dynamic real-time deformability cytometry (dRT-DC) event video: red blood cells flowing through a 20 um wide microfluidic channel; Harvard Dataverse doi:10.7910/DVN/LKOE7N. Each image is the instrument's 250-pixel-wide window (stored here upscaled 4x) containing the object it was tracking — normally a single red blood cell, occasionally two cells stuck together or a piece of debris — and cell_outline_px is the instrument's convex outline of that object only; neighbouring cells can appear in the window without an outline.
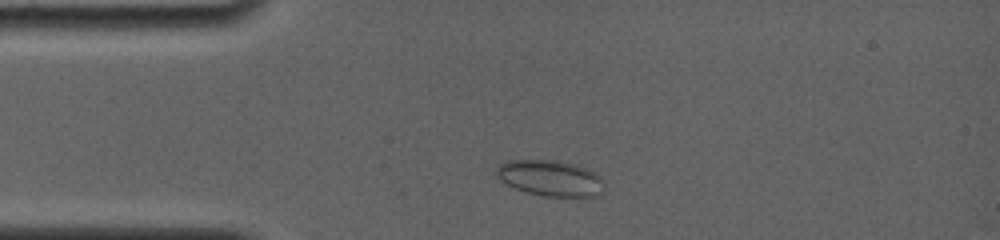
{"species": "common noctule bat (a hibernating species)", "species_latin": "Nyctalus noctula", "temperature_condition": "room temperature", "stored_images_in_passage": 48, "camera_frame_rate_fps": 4000, "um_per_image_px": 0.085, "animal": {"sex": "female", "body_mass_g": 19.0, "forearm_length_mm": 56.7}, "frame": {"image": 1, "passage_image": 4, "time_ms": 1.0, "image_size_px": [1000, 240], "cell_outline_px": [[600, 196], [544, 196], [528, 192], [516, 188], [500, 180], [496, 176], [496, 168], [504, 160], [556, 160], [588, 168], [596, 172], [600, 176]], "centroid_in_image_um": [46.73, 15.12], "position_along_channel_um": 38.3, "area_um2": 22.25}}
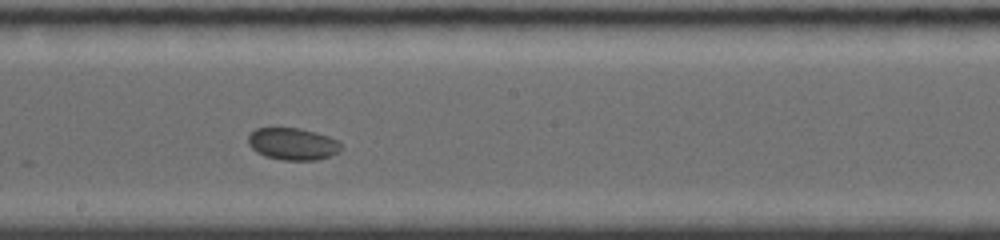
{"frame": {"image": 2, "passage_image": 20, "time_ms": 6.5, "image_size_px": [1000, 240], "cell_outline_px": [[344, 148], [340, 152], [332, 156], [316, 160], [284, 160], [264, 156], [256, 152], [248, 144], [248, 136], [256, 128], [300, 128], [316, 132], [340, 140], [344, 144]], "centroid_in_image_um": [24.96, 12.24], "position_along_channel_um": 223.2, "area_um2": 17.74}}
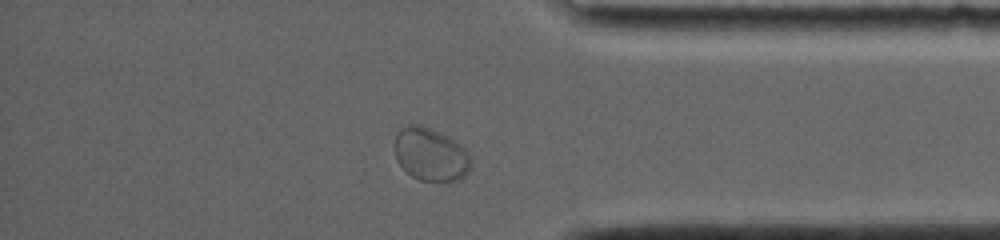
{"frame": {"image": 3, "passage_image": 42, "time_ms": 11.25, "image_size_px": [1000, 240], "cell_outline_px": [[472, 168], [460, 180], [420, 180], [412, 176], [396, 160], [396, 132], [400, 128], [408, 124], [420, 124], [452, 140], [464, 148], [468, 152], [472, 160]], "centroid_in_image_um": [36.62, 13.13], "position_along_channel_um": 398.6, "area_um2": 23.18}}